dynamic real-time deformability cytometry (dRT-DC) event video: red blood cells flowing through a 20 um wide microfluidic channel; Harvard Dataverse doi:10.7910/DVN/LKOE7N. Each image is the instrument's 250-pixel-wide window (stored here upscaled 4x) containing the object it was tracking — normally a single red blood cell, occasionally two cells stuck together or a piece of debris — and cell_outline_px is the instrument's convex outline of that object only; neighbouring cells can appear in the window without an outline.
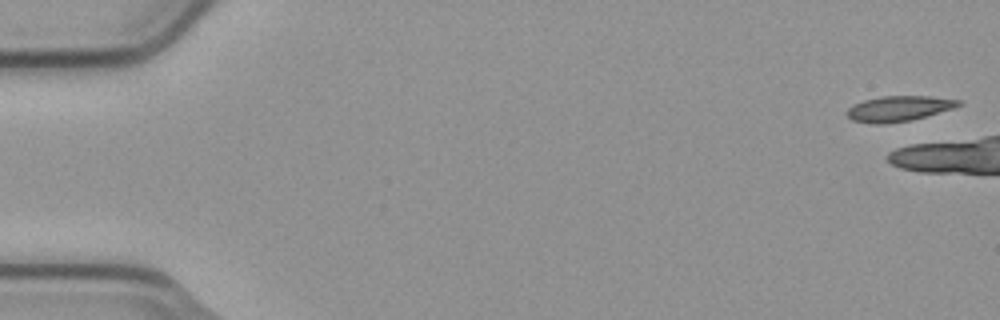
{"species": "common noctule bat (a hibernating species)", "species_latin": "Nyctalus noctula", "temperature_condition": "cold", "stored_images_in_passage": 6, "camera_frame_rate_fps": 3000, "um_per_image_px": 0.085, "animal": {"sex": "male", "body_mass_g": 23.1, "forearm_length_mm": 52.7}, "frame": {"image": 1, "passage_image": 1, "time_ms": 0.0, "image_size_px": [1000, 320], "cell_outline_px": [[964, 104], [952, 108], [912, 120], [884, 124], [872, 124], [852, 120], [844, 112], [852, 104], [864, 100], [880, 96], [928, 96], [960, 100]], "centroid_in_image_um": [76.34, 9.23], "position_along_channel_um": 8.7, "area_um2": 16.59}}